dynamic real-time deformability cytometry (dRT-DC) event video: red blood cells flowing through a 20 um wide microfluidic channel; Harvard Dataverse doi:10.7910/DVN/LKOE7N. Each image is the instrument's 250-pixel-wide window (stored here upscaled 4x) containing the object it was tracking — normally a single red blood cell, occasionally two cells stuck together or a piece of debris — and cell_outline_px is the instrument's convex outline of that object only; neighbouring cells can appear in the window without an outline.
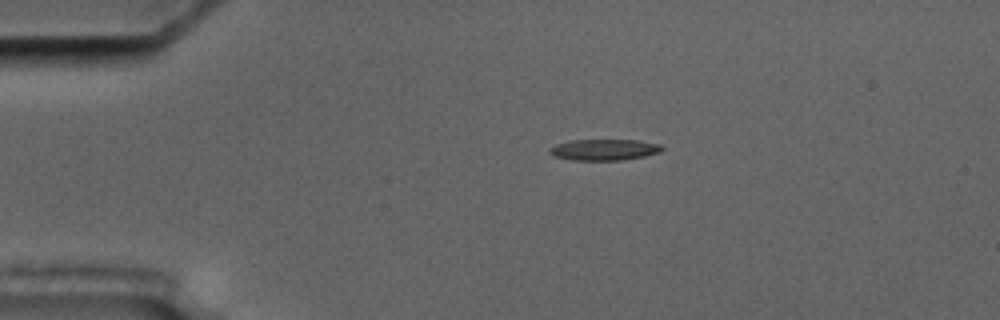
{"species": "common noctule bat (a hibernating species)", "species_latin": "Nyctalus noctula", "temperature_condition": "cold", "stored_images_in_passage": 5, "camera_frame_rate_fps": 3000, "um_per_image_px": 0.085, "animal": {"sex": "male", "body_mass_g": 17.5, "forearm_length_mm": 52.3}, "frame": {"image": 1, "passage_image": 3, "time_ms": 2.333, "image_size_px": [1000, 320], "cell_outline_px": [[664, 148], [660, 152], [644, 156], [620, 160], [572, 160], [552, 156], [548, 152], [548, 148], [556, 144], [568, 140], [636, 140], [660, 144]], "centroid_in_image_um": [51.3, 12.72], "position_along_channel_um": 33.7, "area_um2": 13.93}}